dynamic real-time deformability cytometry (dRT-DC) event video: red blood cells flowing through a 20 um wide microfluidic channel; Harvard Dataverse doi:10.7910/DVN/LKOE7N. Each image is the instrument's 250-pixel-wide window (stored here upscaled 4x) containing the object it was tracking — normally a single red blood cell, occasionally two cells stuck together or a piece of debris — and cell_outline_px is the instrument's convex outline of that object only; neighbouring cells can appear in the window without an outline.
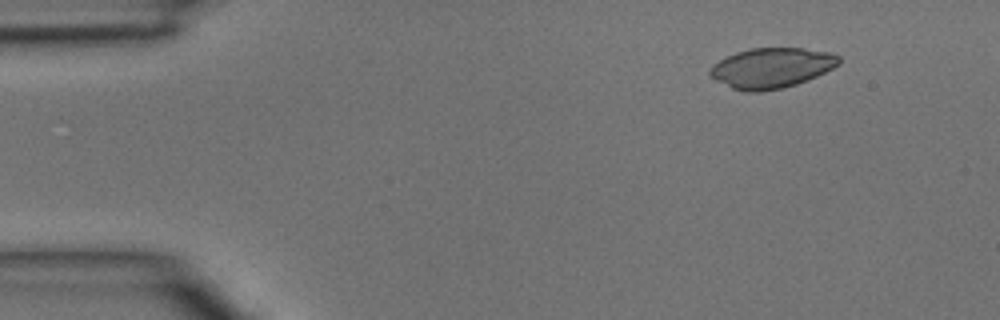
{"species": "common noctule bat (a hibernating species)", "species_latin": "Nyctalus noctula", "temperature_condition": "room temperature", "stored_images_in_passage": 4, "camera_frame_rate_fps": 3000, "um_per_image_px": 0.085, "animal": {"sex": "male", "body_mass_g": 15.6}, "frame": {"image": 1, "passage_image": 2, "time_ms": 0.333, "image_size_px": [1000, 320], "cell_outline_px": [[840, 64], [816, 76], [796, 84], [780, 88], [760, 92], [744, 92], [732, 88], [708, 76], [708, 68], [712, 64], [736, 52], [752, 48], [804, 48], [828, 52], [840, 56]], "centroid_in_image_um": [65.54, 5.77], "position_along_channel_um": 19.5, "area_um2": 30.17}}